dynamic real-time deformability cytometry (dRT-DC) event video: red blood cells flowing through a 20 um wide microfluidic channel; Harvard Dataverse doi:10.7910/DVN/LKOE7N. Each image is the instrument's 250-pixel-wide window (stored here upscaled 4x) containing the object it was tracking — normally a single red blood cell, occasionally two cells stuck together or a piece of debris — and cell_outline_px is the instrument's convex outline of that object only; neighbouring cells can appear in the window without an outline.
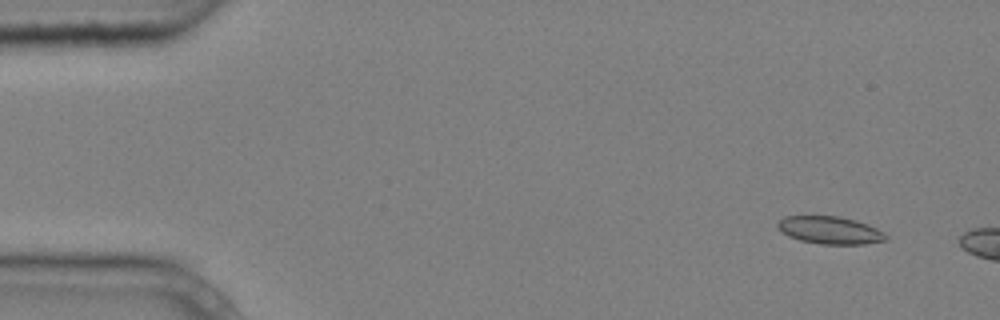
{"species": "common noctule bat (a hibernating species)", "species_latin": "Nyctalus noctula", "temperature_condition": "cold", "stored_images_in_passage": 5, "camera_frame_rate_fps": 3000, "um_per_image_px": 0.085, "animal": {"sex": "male", "body_mass_g": 20.4}, "frame": {"image": 1, "passage_image": 2, "time_ms": 0.333, "image_size_px": [1000, 320], "cell_outline_px": [[888, 240], [864, 244], [820, 244], [800, 240], [788, 236], [776, 228], [776, 224], [784, 216], [840, 216], [856, 220], [868, 224], [884, 232], [888, 236]], "centroid_in_image_um": [70.55, 19.56], "position_along_channel_um": 14.4, "area_um2": 17.57}}